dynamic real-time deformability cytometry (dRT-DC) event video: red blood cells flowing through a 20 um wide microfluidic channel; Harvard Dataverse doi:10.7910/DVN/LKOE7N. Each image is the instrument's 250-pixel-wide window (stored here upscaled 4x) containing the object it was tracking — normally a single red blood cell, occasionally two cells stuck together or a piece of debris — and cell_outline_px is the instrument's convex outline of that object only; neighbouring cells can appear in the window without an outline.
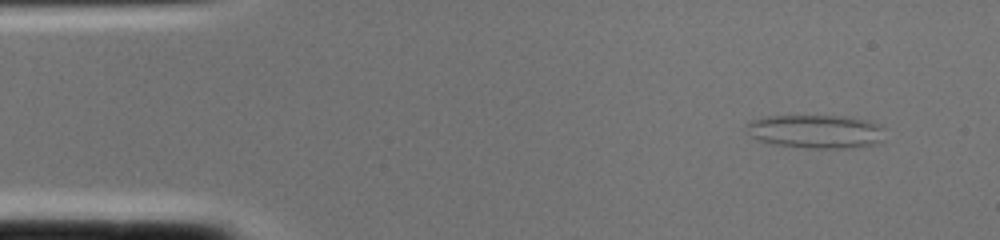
{"species": "common noctule bat (a hibernating species)", "species_latin": "Nyctalus noctula", "temperature_condition": "cold", "stored_images_in_passage": 2, "camera_frame_rate_fps": 3000, "um_per_image_px": 0.085, "animal": {"sex": "female", "body_mass_g": 22.0, "forearm_length_mm": 56.7}, "frame": {"image": 1, "passage_image": 1, "time_ms": 0.0, "image_size_px": [1000, 240], "cell_outline_px": [[884, 140], [872, 144], [848, 148], [804, 148], [772, 144], [756, 140], [744, 128], [752, 120], [764, 116], [848, 116], [868, 120], [880, 124]], "centroid_in_image_um": [69.32, 11.17], "position_along_channel_um": 15.7, "area_um2": 27.22}}